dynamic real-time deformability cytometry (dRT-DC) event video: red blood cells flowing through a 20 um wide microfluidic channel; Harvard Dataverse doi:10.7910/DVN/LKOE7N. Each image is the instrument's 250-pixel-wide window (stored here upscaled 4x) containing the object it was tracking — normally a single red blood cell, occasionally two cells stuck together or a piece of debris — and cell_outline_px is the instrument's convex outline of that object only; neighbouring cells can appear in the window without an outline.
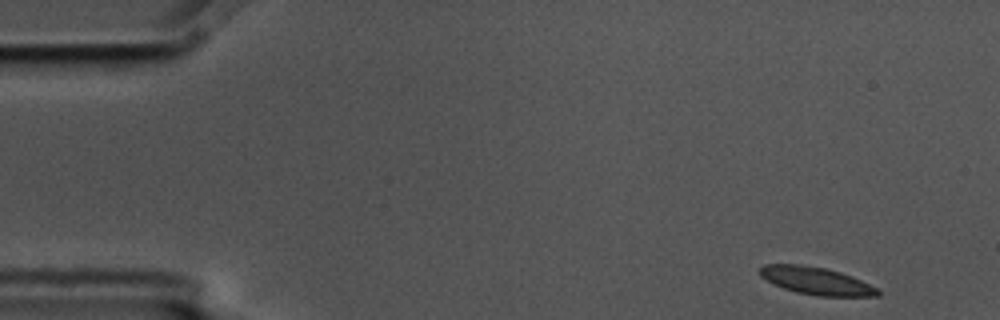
{"species": "common noctule bat (a hibernating species)", "species_latin": "Nyctalus noctula", "temperature_condition": "cold", "stored_images_in_passage": 4, "camera_frame_rate_fps": 3000, "um_per_image_px": 0.085, "animal": {"sex": "male", "body_mass_g": 17.5, "forearm_length_mm": 52.3}, "frame": {"image": 1, "passage_image": 1, "time_ms": 0.0, "image_size_px": [1000, 320], "cell_outline_px": [[880, 296], [816, 296], [796, 292], [772, 284], [760, 276], [760, 268], [764, 264], [796, 264], [824, 268], [840, 272], [852, 276], [876, 288], [880, 292]], "centroid_in_image_um": [69.35, 23.88], "position_along_channel_um": 15.7, "area_um2": 18.79}}
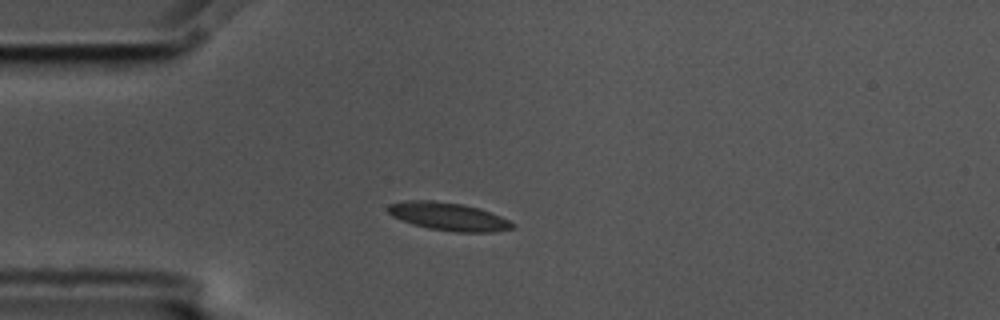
{"frame": {"image": 2, "passage_image": 4, "time_ms": 1.0, "image_size_px": [1000, 320], "cell_outline_px": [[516, 228], [492, 232], [456, 232], [428, 228], [412, 224], [400, 220], [392, 216], [388, 212], [388, 204], [408, 200], [432, 200], [460, 204], [480, 208], [500, 216], [516, 224]], "centroid_in_image_um": [38.12, 18.41], "position_along_channel_um": 46.9, "area_um2": 20.35}}